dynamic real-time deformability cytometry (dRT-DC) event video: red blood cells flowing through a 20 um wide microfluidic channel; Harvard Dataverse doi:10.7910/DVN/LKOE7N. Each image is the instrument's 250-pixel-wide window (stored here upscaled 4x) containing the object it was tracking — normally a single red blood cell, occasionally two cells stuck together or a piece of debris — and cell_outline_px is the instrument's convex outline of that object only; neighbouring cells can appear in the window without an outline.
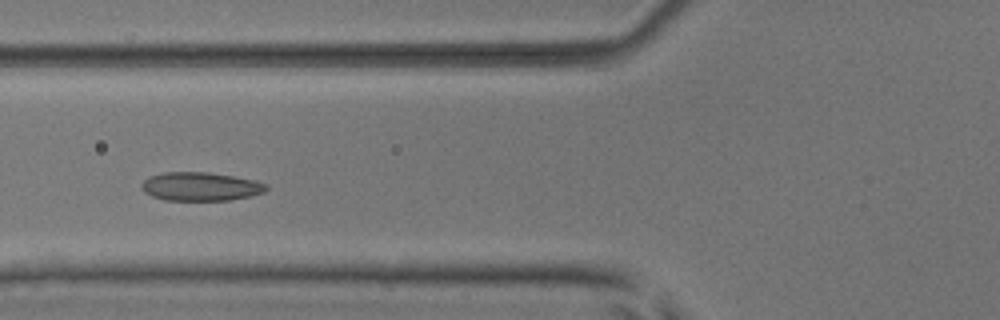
{"species": "common noctule bat (a hibernating species)", "species_latin": "Nyctalus noctula", "temperature_condition": "room temperature", "stored_images_in_passage": 7, "camera_frame_rate_fps": 3000, "um_per_image_px": 0.085, "animal": {"sex": "male", "body_mass_g": 17.9, "forearm_length_mm": 54.2}, "frame": {"image": 1, "passage_image": 5, "time_ms": 4.667, "image_size_px": [1000, 320], "cell_outline_px": [[268, 188], [264, 192], [252, 196], [228, 200], [164, 200], [152, 196], [144, 192], [140, 188], [140, 184], [148, 176], [164, 172], [208, 172], [256, 180], [268, 184]], "centroid_in_image_um": [17.04, 15.85], "position_along_channel_um": 108.8, "area_um2": 20.98}}
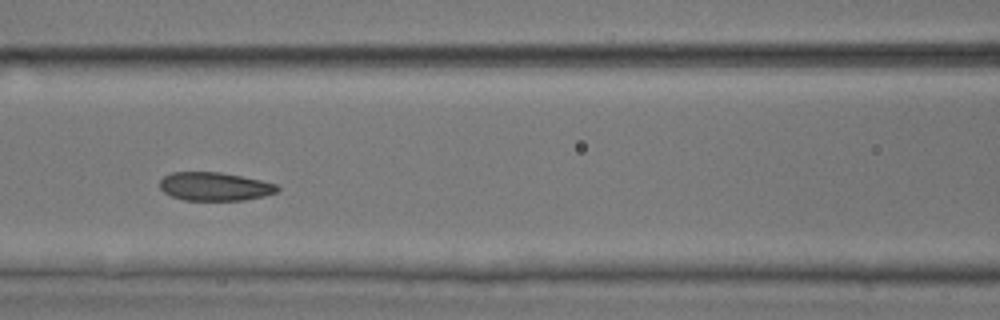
{"frame": {"image": 2, "passage_image": 6, "time_ms": 5.667, "image_size_px": [1000, 320], "cell_outline_px": [[280, 188], [276, 192], [264, 196], [244, 200], [184, 200], [172, 196], [164, 192], [160, 188], [160, 180], [164, 176], [172, 172], [220, 172], [260, 180], [276, 184]], "centroid_in_image_um": [18.24, 15.85], "position_along_channel_um": 148.4, "area_um2": 19.36}}
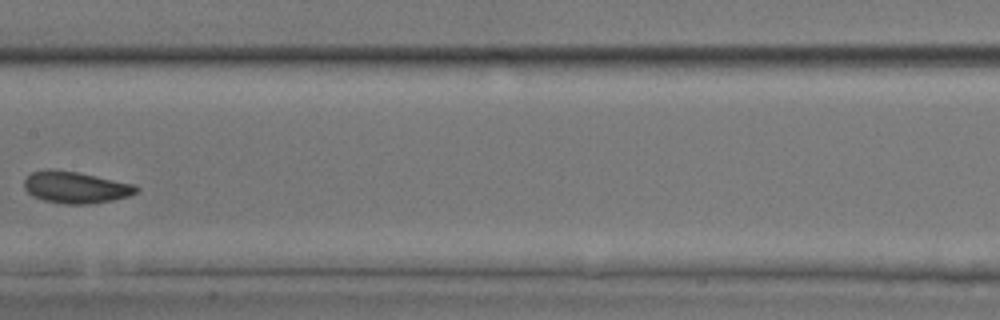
{"frame": {"image": 3, "passage_image": 7, "time_ms": 7.0, "image_size_px": [1000, 320], "cell_outline_px": [[140, 188], [136, 192], [128, 196], [112, 200], [88, 204], [64, 204], [44, 200], [32, 196], [24, 188], [24, 180], [32, 172], [44, 168], [52, 168], [76, 172], [136, 184]], "centroid_in_image_um": [6.41, 15.91], "position_along_channel_um": 201.0, "area_um2": 20.81}}